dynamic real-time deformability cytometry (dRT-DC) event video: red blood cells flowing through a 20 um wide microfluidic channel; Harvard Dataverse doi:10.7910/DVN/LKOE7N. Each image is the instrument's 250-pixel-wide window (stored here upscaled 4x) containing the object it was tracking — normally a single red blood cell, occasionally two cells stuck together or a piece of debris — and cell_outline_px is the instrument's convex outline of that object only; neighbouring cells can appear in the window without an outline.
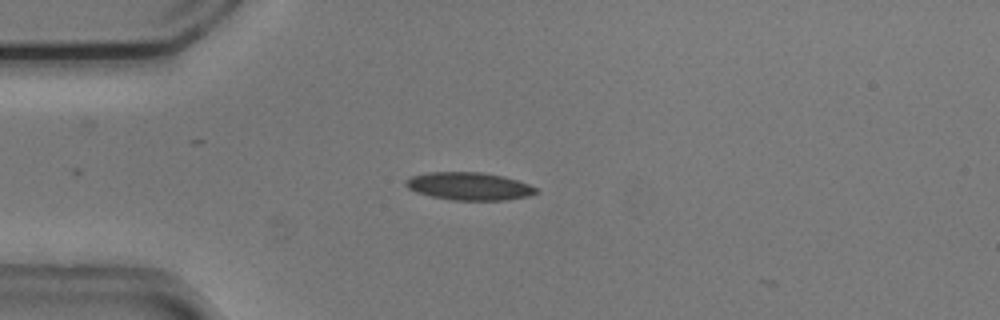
{"species": "common noctule bat (a hibernating species)", "species_latin": "Nyctalus noctula", "temperature_condition": "cold", "stored_images_in_passage": 4, "camera_frame_rate_fps": 3000, "um_per_image_px": 0.085, "animal": {"sex": "male", "body_mass_g": 20.5, "forearm_length_mm": 52.5}, "frame": {"image": 1, "passage_image": 1, "time_ms": 0.0, "image_size_px": [1000, 320], "cell_outline_px": [[540, 192], [528, 196], [504, 200], [452, 200], [432, 196], [416, 192], [408, 188], [404, 184], [404, 180], [408, 176], [428, 172], [480, 172], [504, 176], [528, 184], [536, 188]], "centroid_in_image_um": [39.83, 15.82], "position_along_channel_um": 45.2, "area_um2": 21.15}}